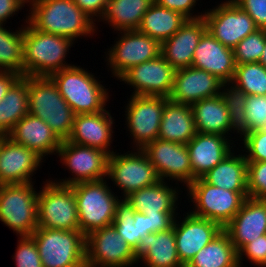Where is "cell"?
Here are the masks:
<instances>
[{
    "label": "cell",
    "instance_id": "cell-1",
    "mask_svg": "<svg viewBox=\"0 0 266 267\" xmlns=\"http://www.w3.org/2000/svg\"><path fill=\"white\" fill-rule=\"evenodd\" d=\"M27 21L37 30L70 38L90 37L96 23L73 0H28Z\"/></svg>",
    "mask_w": 266,
    "mask_h": 267
},
{
    "label": "cell",
    "instance_id": "cell-2",
    "mask_svg": "<svg viewBox=\"0 0 266 267\" xmlns=\"http://www.w3.org/2000/svg\"><path fill=\"white\" fill-rule=\"evenodd\" d=\"M25 22L27 25L23 26L24 76L49 77L72 66L66 63L65 58L74 41L35 29L27 21V17Z\"/></svg>",
    "mask_w": 266,
    "mask_h": 267
},
{
    "label": "cell",
    "instance_id": "cell-3",
    "mask_svg": "<svg viewBox=\"0 0 266 267\" xmlns=\"http://www.w3.org/2000/svg\"><path fill=\"white\" fill-rule=\"evenodd\" d=\"M75 115L106 110L109 91L93 73L72 65L49 76Z\"/></svg>",
    "mask_w": 266,
    "mask_h": 267
},
{
    "label": "cell",
    "instance_id": "cell-4",
    "mask_svg": "<svg viewBox=\"0 0 266 267\" xmlns=\"http://www.w3.org/2000/svg\"><path fill=\"white\" fill-rule=\"evenodd\" d=\"M28 113L45 121L61 140L73 129L75 113L49 77L27 76Z\"/></svg>",
    "mask_w": 266,
    "mask_h": 267
},
{
    "label": "cell",
    "instance_id": "cell-5",
    "mask_svg": "<svg viewBox=\"0 0 266 267\" xmlns=\"http://www.w3.org/2000/svg\"><path fill=\"white\" fill-rule=\"evenodd\" d=\"M77 204L79 231L85 236L112 225L119 198L106 179L71 185Z\"/></svg>",
    "mask_w": 266,
    "mask_h": 267
},
{
    "label": "cell",
    "instance_id": "cell-6",
    "mask_svg": "<svg viewBox=\"0 0 266 267\" xmlns=\"http://www.w3.org/2000/svg\"><path fill=\"white\" fill-rule=\"evenodd\" d=\"M31 236L43 267H86V236L79 230L38 227Z\"/></svg>",
    "mask_w": 266,
    "mask_h": 267
},
{
    "label": "cell",
    "instance_id": "cell-7",
    "mask_svg": "<svg viewBox=\"0 0 266 267\" xmlns=\"http://www.w3.org/2000/svg\"><path fill=\"white\" fill-rule=\"evenodd\" d=\"M34 181L25 184H0V221L18 236H31L38 228Z\"/></svg>",
    "mask_w": 266,
    "mask_h": 267
},
{
    "label": "cell",
    "instance_id": "cell-8",
    "mask_svg": "<svg viewBox=\"0 0 266 267\" xmlns=\"http://www.w3.org/2000/svg\"><path fill=\"white\" fill-rule=\"evenodd\" d=\"M187 193L194 209L191 214L218 223L224 228L241 209L248 192H234L212 186L202 178L195 179Z\"/></svg>",
    "mask_w": 266,
    "mask_h": 267
},
{
    "label": "cell",
    "instance_id": "cell-9",
    "mask_svg": "<svg viewBox=\"0 0 266 267\" xmlns=\"http://www.w3.org/2000/svg\"><path fill=\"white\" fill-rule=\"evenodd\" d=\"M37 198L38 227L79 230L76 199L72 186L44 182Z\"/></svg>",
    "mask_w": 266,
    "mask_h": 267
},
{
    "label": "cell",
    "instance_id": "cell-10",
    "mask_svg": "<svg viewBox=\"0 0 266 267\" xmlns=\"http://www.w3.org/2000/svg\"><path fill=\"white\" fill-rule=\"evenodd\" d=\"M107 177L111 179L114 186H118L117 188L123 191L122 198L160 181L147 154L140 149L124 154L113 152L108 157Z\"/></svg>",
    "mask_w": 266,
    "mask_h": 267
},
{
    "label": "cell",
    "instance_id": "cell-11",
    "mask_svg": "<svg viewBox=\"0 0 266 267\" xmlns=\"http://www.w3.org/2000/svg\"><path fill=\"white\" fill-rule=\"evenodd\" d=\"M167 97L130 95L125 107L126 126L133 139V150H143L158 139L159 129Z\"/></svg>",
    "mask_w": 266,
    "mask_h": 267
},
{
    "label": "cell",
    "instance_id": "cell-12",
    "mask_svg": "<svg viewBox=\"0 0 266 267\" xmlns=\"http://www.w3.org/2000/svg\"><path fill=\"white\" fill-rule=\"evenodd\" d=\"M119 38L108 48L106 64L120 79L132 67L161 55V43L138 30L119 31ZM121 34V36H120Z\"/></svg>",
    "mask_w": 266,
    "mask_h": 267
},
{
    "label": "cell",
    "instance_id": "cell-13",
    "mask_svg": "<svg viewBox=\"0 0 266 267\" xmlns=\"http://www.w3.org/2000/svg\"><path fill=\"white\" fill-rule=\"evenodd\" d=\"M86 267H133L137 264L132 247L117 233L113 225L86 236Z\"/></svg>",
    "mask_w": 266,
    "mask_h": 267
},
{
    "label": "cell",
    "instance_id": "cell-14",
    "mask_svg": "<svg viewBox=\"0 0 266 267\" xmlns=\"http://www.w3.org/2000/svg\"><path fill=\"white\" fill-rule=\"evenodd\" d=\"M57 154L61 163L72 173V178L54 180L55 183L71 186L107 178L109 155L103 150L62 140Z\"/></svg>",
    "mask_w": 266,
    "mask_h": 267
},
{
    "label": "cell",
    "instance_id": "cell-15",
    "mask_svg": "<svg viewBox=\"0 0 266 267\" xmlns=\"http://www.w3.org/2000/svg\"><path fill=\"white\" fill-rule=\"evenodd\" d=\"M208 10L203 15L207 30L216 40L232 49L259 29L249 14L233 0H226Z\"/></svg>",
    "mask_w": 266,
    "mask_h": 267
},
{
    "label": "cell",
    "instance_id": "cell-16",
    "mask_svg": "<svg viewBox=\"0 0 266 267\" xmlns=\"http://www.w3.org/2000/svg\"><path fill=\"white\" fill-rule=\"evenodd\" d=\"M143 151L155 167L160 180L180 181L187 188L196 179L192 174L189 151L185 144L156 139Z\"/></svg>",
    "mask_w": 266,
    "mask_h": 267
},
{
    "label": "cell",
    "instance_id": "cell-17",
    "mask_svg": "<svg viewBox=\"0 0 266 267\" xmlns=\"http://www.w3.org/2000/svg\"><path fill=\"white\" fill-rule=\"evenodd\" d=\"M176 70L160 55L128 70L119 80L133 87L132 95L169 98Z\"/></svg>",
    "mask_w": 266,
    "mask_h": 267
},
{
    "label": "cell",
    "instance_id": "cell-18",
    "mask_svg": "<svg viewBox=\"0 0 266 267\" xmlns=\"http://www.w3.org/2000/svg\"><path fill=\"white\" fill-rule=\"evenodd\" d=\"M184 216L180 221L175 218L173 227L177 254L181 263L186 266L223 228L218 223L195 216L189 211Z\"/></svg>",
    "mask_w": 266,
    "mask_h": 267
},
{
    "label": "cell",
    "instance_id": "cell-19",
    "mask_svg": "<svg viewBox=\"0 0 266 267\" xmlns=\"http://www.w3.org/2000/svg\"><path fill=\"white\" fill-rule=\"evenodd\" d=\"M44 159L35 151L13 142L8 136L0 139V184H25Z\"/></svg>",
    "mask_w": 266,
    "mask_h": 267
},
{
    "label": "cell",
    "instance_id": "cell-20",
    "mask_svg": "<svg viewBox=\"0 0 266 267\" xmlns=\"http://www.w3.org/2000/svg\"><path fill=\"white\" fill-rule=\"evenodd\" d=\"M224 82L207 71L194 67L176 70L172 92L168 99L176 103L193 104L221 94Z\"/></svg>",
    "mask_w": 266,
    "mask_h": 267
},
{
    "label": "cell",
    "instance_id": "cell-21",
    "mask_svg": "<svg viewBox=\"0 0 266 267\" xmlns=\"http://www.w3.org/2000/svg\"><path fill=\"white\" fill-rule=\"evenodd\" d=\"M238 252L247 243L266 234V200L246 198L241 209L223 228Z\"/></svg>",
    "mask_w": 266,
    "mask_h": 267
},
{
    "label": "cell",
    "instance_id": "cell-22",
    "mask_svg": "<svg viewBox=\"0 0 266 267\" xmlns=\"http://www.w3.org/2000/svg\"><path fill=\"white\" fill-rule=\"evenodd\" d=\"M115 120L109 110L94 114H78L74 117L73 129L67 141L103 150L109 156Z\"/></svg>",
    "mask_w": 266,
    "mask_h": 267
},
{
    "label": "cell",
    "instance_id": "cell-23",
    "mask_svg": "<svg viewBox=\"0 0 266 267\" xmlns=\"http://www.w3.org/2000/svg\"><path fill=\"white\" fill-rule=\"evenodd\" d=\"M207 31L205 19H187L181 28L161 43V55L175 69L191 67L195 48Z\"/></svg>",
    "mask_w": 266,
    "mask_h": 267
},
{
    "label": "cell",
    "instance_id": "cell-24",
    "mask_svg": "<svg viewBox=\"0 0 266 267\" xmlns=\"http://www.w3.org/2000/svg\"><path fill=\"white\" fill-rule=\"evenodd\" d=\"M191 66L230 83L236 68L233 49L216 40L207 30L195 48Z\"/></svg>",
    "mask_w": 266,
    "mask_h": 267
},
{
    "label": "cell",
    "instance_id": "cell-25",
    "mask_svg": "<svg viewBox=\"0 0 266 267\" xmlns=\"http://www.w3.org/2000/svg\"><path fill=\"white\" fill-rule=\"evenodd\" d=\"M231 139L220 134L196 133L186 144L193 176L201 178L223 161L234 149ZM232 149V150H231Z\"/></svg>",
    "mask_w": 266,
    "mask_h": 267
},
{
    "label": "cell",
    "instance_id": "cell-26",
    "mask_svg": "<svg viewBox=\"0 0 266 267\" xmlns=\"http://www.w3.org/2000/svg\"><path fill=\"white\" fill-rule=\"evenodd\" d=\"M13 142L35 151L44 158L57 155L62 140L42 119L31 114L25 115L7 135Z\"/></svg>",
    "mask_w": 266,
    "mask_h": 267
},
{
    "label": "cell",
    "instance_id": "cell-27",
    "mask_svg": "<svg viewBox=\"0 0 266 267\" xmlns=\"http://www.w3.org/2000/svg\"><path fill=\"white\" fill-rule=\"evenodd\" d=\"M138 263L145 267H185L177 254L174 227L144 236L134 250Z\"/></svg>",
    "mask_w": 266,
    "mask_h": 267
},
{
    "label": "cell",
    "instance_id": "cell-28",
    "mask_svg": "<svg viewBox=\"0 0 266 267\" xmlns=\"http://www.w3.org/2000/svg\"><path fill=\"white\" fill-rule=\"evenodd\" d=\"M196 133L191 106L168 99L165 102L158 139L186 145Z\"/></svg>",
    "mask_w": 266,
    "mask_h": 267
},
{
    "label": "cell",
    "instance_id": "cell-29",
    "mask_svg": "<svg viewBox=\"0 0 266 267\" xmlns=\"http://www.w3.org/2000/svg\"><path fill=\"white\" fill-rule=\"evenodd\" d=\"M190 106L198 133L220 134L231 138L229 132H236L231 127L228 109L221 94L202 99Z\"/></svg>",
    "mask_w": 266,
    "mask_h": 267
},
{
    "label": "cell",
    "instance_id": "cell-30",
    "mask_svg": "<svg viewBox=\"0 0 266 267\" xmlns=\"http://www.w3.org/2000/svg\"><path fill=\"white\" fill-rule=\"evenodd\" d=\"M180 190L169 186L167 181L160 180L156 184L132 192L127 201L136 212L158 214V212H176Z\"/></svg>",
    "mask_w": 266,
    "mask_h": 267
},
{
    "label": "cell",
    "instance_id": "cell-31",
    "mask_svg": "<svg viewBox=\"0 0 266 267\" xmlns=\"http://www.w3.org/2000/svg\"><path fill=\"white\" fill-rule=\"evenodd\" d=\"M234 150L201 178L208 184L234 192H248L247 160Z\"/></svg>",
    "mask_w": 266,
    "mask_h": 267
},
{
    "label": "cell",
    "instance_id": "cell-32",
    "mask_svg": "<svg viewBox=\"0 0 266 267\" xmlns=\"http://www.w3.org/2000/svg\"><path fill=\"white\" fill-rule=\"evenodd\" d=\"M154 0H109L103 16L98 21H106L114 31L137 30L144 14Z\"/></svg>",
    "mask_w": 266,
    "mask_h": 267
},
{
    "label": "cell",
    "instance_id": "cell-33",
    "mask_svg": "<svg viewBox=\"0 0 266 267\" xmlns=\"http://www.w3.org/2000/svg\"><path fill=\"white\" fill-rule=\"evenodd\" d=\"M186 21L187 18L181 13L154 2L144 14L137 30L162 43L172 37Z\"/></svg>",
    "mask_w": 266,
    "mask_h": 267
},
{
    "label": "cell",
    "instance_id": "cell-34",
    "mask_svg": "<svg viewBox=\"0 0 266 267\" xmlns=\"http://www.w3.org/2000/svg\"><path fill=\"white\" fill-rule=\"evenodd\" d=\"M185 267H239L238 252L223 230L203 247Z\"/></svg>",
    "mask_w": 266,
    "mask_h": 267
},
{
    "label": "cell",
    "instance_id": "cell-35",
    "mask_svg": "<svg viewBox=\"0 0 266 267\" xmlns=\"http://www.w3.org/2000/svg\"><path fill=\"white\" fill-rule=\"evenodd\" d=\"M28 114L27 76L20 77L0 101V135L7 136Z\"/></svg>",
    "mask_w": 266,
    "mask_h": 267
},
{
    "label": "cell",
    "instance_id": "cell-36",
    "mask_svg": "<svg viewBox=\"0 0 266 267\" xmlns=\"http://www.w3.org/2000/svg\"><path fill=\"white\" fill-rule=\"evenodd\" d=\"M12 32L0 29V71L13 72L24 76L23 64V27Z\"/></svg>",
    "mask_w": 266,
    "mask_h": 267
},
{
    "label": "cell",
    "instance_id": "cell-37",
    "mask_svg": "<svg viewBox=\"0 0 266 267\" xmlns=\"http://www.w3.org/2000/svg\"><path fill=\"white\" fill-rule=\"evenodd\" d=\"M230 83L246 95L266 96V67L259 62L236 65Z\"/></svg>",
    "mask_w": 266,
    "mask_h": 267
},
{
    "label": "cell",
    "instance_id": "cell-38",
    "mask_svg": "<svg viewBox=\"0 0 266 267\" xmlns=\"http://www.w3.org/2000/svg\"><path fill=\"white\" fill-rule=\"evenodd\" d=\"M221 96L223 97L230 116L231 127L242 137L246 133L245 105L247 95L231 83H224Z\"/></svg>",
    "mask_w": 266,
    "mask_h": 267
},
{
    "label": "cell",
    "instance_id": "cell-39",
    "mask_svg": "<svg viewBox=\"0 0 266 267\" xmlns=\"http://www.w3.org/2000/svg\"><path fill=\"white\" fill-rule=\"evenodd\" d=\"M135 210L126 198H121L116 205L115 218L112 225L117 233L135 250L142 239L138 235L137 220H134Z\"/></svg>",
    "mask_w": 266,
    "mask_h": 267
},
{
    "label": "cell",
    "instance_id": "cell-40",
    "mask_svg": "<svg viewBox=\"0 0 266 267\" xmlns=\"http://www.w3.org/2000/svg\"><path fill=\"white\" fill-rule=\"evenodd\" d=\"M265 43L266 29H257L246 36L233 48L235 64L259 62Z\"/></svg>",
    "mask_w": 266,
    "mask_h": 267
},
{
    "label": "cell",
    "instance_id": "cell-41",
    "mask_svg": "<svg viewBox=\"0 0 266 267\" xmlns=\"http://www.w3.org/2000/svg\"><path fill=\"white\" fill-rule=\"evenodd\" d=\"M245 115L246 133L266 130V96L247 95Z\"/></svg>",
    "mask_w": 266,
    "mask_h": 267
},
{
    "label": "cell",
    "instance_id": "cell-42",
    "mask_svg": "<svg viewBox=\"0 0 266 267\" xmlns=\"http://www.w3.org/2000/svg\"><path fill=\"white\" fill-rule=\"evenodd\" d=\"M248 196L266 200V161H247Z\"/></svg>",
    "mask_w": 266,
    "mask_h": 267
},
{
    "label": "cell",
    "instance_id": "cell-43",
    "mask_svg": "<svg viewBox=\"0 0 266 267\" xmlns=\"http://www.w3.org/2000/svg\"><path fill=\"white\" fill-rule=\"evenodd\" d=\"M13 259L16 267H43L41 258L32 236H19Z\"/></svg>",
    "mask_w": 266,
    "mask_h": 267
},
{
    "label": "cell",
    "instance_id": "cell-44",
    "mask_svg": "<svg viewBox=\"0 0 266 267\" xmlns=\"http://www.w3.org/2000/svg\"><path fill=\"white\" fill-rule=\"evenodd\" d=\"M240 138L247 161H266V130L248 132Z\"/></svg>",
    "mask_w": 266,
    "mask_h": 267
},
{
    "label": "cell",
    "instance_id": "cell-45",
    "mask_svg": "<svg viewBox=\"0 0 266 267\" xmlns=\"http://www.w3.org/2000/svg\"><path fill=\"white\" fill-rule=\"evenodd\" d=\"M243 256H246L252 265L255 264L259 267L264 262L266 256V234L247 243L238 251L239 267H242L243 265Z\"/></svg>",
    "mask_w": 266,
    "mask_h": 267
},
{
    "label": "cell",
    "instance_id": "cell-46",
    "mask_svg": "<svg viewBox=\"0 0 266 267\" xmlns=\"http://www.w3.org/2000/svg\"><path fill=\"white\" fill-rule=\"evenodd\" d=\"M247 12L259 29H266V0H233Z\"/></svg>",
    "mask_w": 266,
    "mask_h": 267
},
{
    "label": "cell",
    "instance_id": "cell-47",
    "mask_svg": "<svg viewBox=\"0 0 266 267\" xmlns=\"http://www.w3.org/2000/svg\"><path fill=\"white\" fill-rule=\"evenodd\" d=\"M159 6L177 11L181 13L187 19H199L202 18L204 13H198L199 15H193V10L198 0H154Z\"/></svg>",
    "mask_w": 266,
    "mask_h": 267
},
{
    "label": "cell",
    "instance_id": "cell-48",
    "mask_svg": "<svg viewBox=\"0 0 266 267\" xmlns=\"http://www.w3.org/2000/svg\"><path fill=\"white\" fill-rule=\"evenodd\" d=\"M148 216L149 233L166 231L173 226L177 212H158V214H145Z\"/></svg>",
    "mask_w": 266,
    "mask_h": 267
},
{
    "label": "cell",
    "instance_id": "cell-49",
    "mask_svg": "<svg viewBox=\"0 0 266 267\" xmlns=\"http://www.w3.org/2000/svg\"><path fill=\"white\" fill-rule=\"evenodd\" d=\"M95 22L103 16L109 0H73ZM96 18V19H94Z\"/></svg>",
    "mask_w": 266,
    "mask_h": 267
},
{
    "label": "cell",
    "instance_id": "cell-50",
    "mask_svg": "<svg viewBox=\"0 0 266 267\" xmlns=\"http://www.w3.org/2000/svg\"><path fill=\"white\" fill-rule=\"evenodd\" d=\"M25 3L28 4L26 0H0V24L4 25L7 19L25 7Z\"/></svg>",
    "mask_w": 266,
    "mask_h": 267
},
{
    "label": "cell",
    "instance_id": "cell-51",
    "mask_svg": "<svg viewBox=\"0 0 266 267\" xmlns=\"http://www.w3.org/2000/svg\"><path fill=\"white\" fill-rule=\"evenodd\" d=\"M21 76L8 71H0V101L6 95L10 87L20 78Z\"/></svg>",
    "mask_w": 266,
    "mask_h": 267
},
{
    "label": "cell",
    "instance_id": "cell-52",
    "mask_svg": "<svg viewBox=\"0 0 266 267\" xmlns=\"http://www.w3.org/2000/svg\"><path fill=\"white\" fill-rule=\"evenodd\" d=\"M134 220H137L138 235H140L141 238H143L147 234H150L147 215L141 212H135Z\"/></svg>",
    "mask_w": 266,
    "mask_h": 267
},
{
    "label": "cell",
    "instance_id": "cell-53",
    "mask_svg": "<svg viewBox=\"0 0 266 267\" xmlns=\"http://www.w3.org/2000/svg\"><path fill=\"white\" fill-rule=\"evenodd\" d=\"M259 63H261L263 66L266 67V43H265V48L261 54V58L259 60Z\"/></svg>",
    "mask_w": 266,
    "mask_h": 267
},
{
    "label": "cell",
    "instance_id": "cell-54",
    "mask_svg": "<svg viewBox=\"0 0 266 267\" xmlns=\"http://www.w3.org/2000/svg\"><path fill=\"white\" fill-rule=\"evenodd\" d=\"M260 266L261 267H266V256H265L264 262Z\"/></svg>",
    "mask_w": 266,
    "mask_h": 267
}]
</instances>
